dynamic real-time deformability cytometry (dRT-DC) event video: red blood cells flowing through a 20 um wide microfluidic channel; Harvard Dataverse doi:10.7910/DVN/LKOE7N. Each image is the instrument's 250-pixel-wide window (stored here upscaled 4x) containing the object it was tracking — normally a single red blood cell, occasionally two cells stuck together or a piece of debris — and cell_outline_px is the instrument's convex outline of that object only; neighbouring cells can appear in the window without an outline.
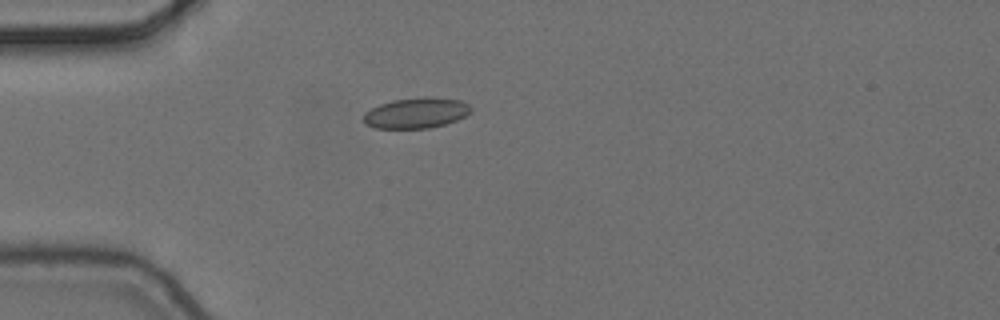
{"species": "common noctule bat (a hibernating species)", "species_latin": "Nyctalus noctula", "temperature_condition": "cold", "stored_images_in_passage": 1, "camera_frame_rate_fps": 3000, "um_per_image_px": 0.085, "animal": {"sex": "female", "body_mass_g": 24.6, "forearm_length_mm": 56.2}, "frame": {"image": 1, "passage_image": 1, "time_ms": 0.0, "image_size_px": [1000, 320], "cell_outline_px": [[472, 112], [456, 120], [444, 124], [428, 128], [376, 128], [364, 124], [364, 112], [380, 104], [392, 100], [428, 96], [460, 100], [468, 104], [472, 108]], "centroid_in_image_um": [35.38, 9.59], "position_along_channel_um": 49.6, "area_um2": 19.13}}